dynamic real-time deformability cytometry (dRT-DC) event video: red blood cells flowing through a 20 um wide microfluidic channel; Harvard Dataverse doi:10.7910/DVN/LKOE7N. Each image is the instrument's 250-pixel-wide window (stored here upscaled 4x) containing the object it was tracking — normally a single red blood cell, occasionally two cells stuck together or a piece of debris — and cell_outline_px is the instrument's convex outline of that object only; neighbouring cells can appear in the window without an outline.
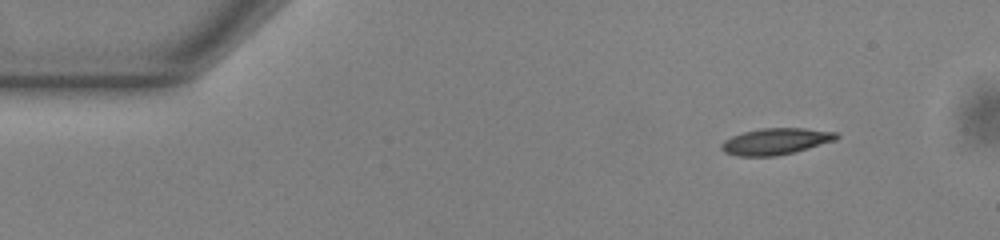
{"species": "common noctule bat (a hibernating species)", "species_latin": "Nyctalus noctula", "temperature_condition": "warm", "stored_images_in_passage": 48, "camera_frame_rate_fps": 3000, "um_per_image_px": 0.085, "animal": {"sex": "male", "body_mass_g": 13.0, "forearm_length_mm": 53.1}, "frame": {"image": 1, "passage_image": 1, "time_ms": 0.0, "image_size_px": [1000, 240], "cell_outline_px": [[840, 136], [836, 140], [808, 148], [792, 152], [772, 156], [740, 156], [724, 152], [720, 148], [720, 144], [724, 140], [732, 136], [744, 132], [760, 128], [804, 128], [840, 132]], "centroid_in_image_um": [65.95, 12.0], "position_along_channel_um": 19.0, "area_um2": 17.69}}
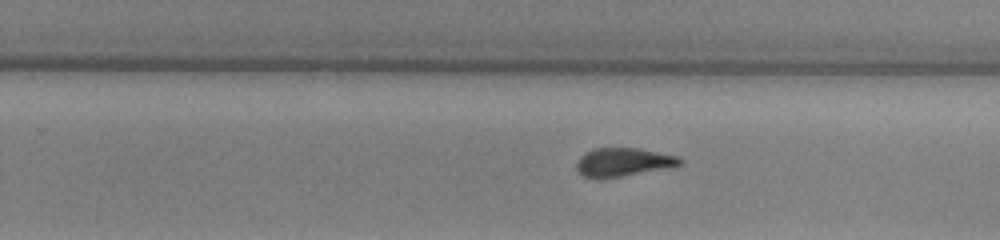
{"frame": {"image": 2, "passage_image": 28, "time_ms": 9.0, "image_size_px": [1000, 240], "cell_outline_px": [[684, 160], [680, 164], [664, 168], [620, 176], [584, 176], [576, 168], [576, 164], [580, 156], [584, 152], [596, 148], [640, 148], [676, 156]], "centroid_in_image_um": [52.96, 13.74], "position_along_channel_um": 276.8, "area_um2": 16.47}}
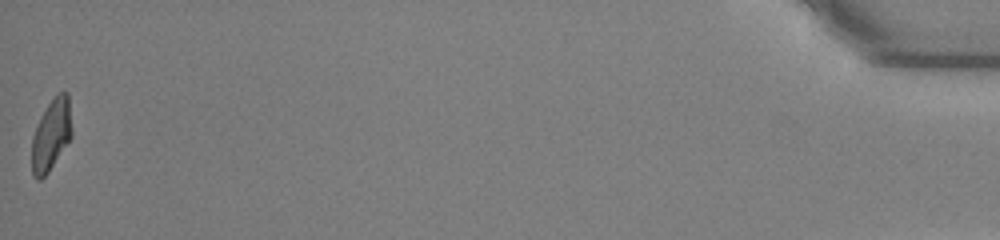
{"frame": {"image": 3, "passage_image": 48, "time_ms": 15.667, "image_size_px": [1000, 240], "cell_outline_px": [[72, 136], [48, 172], [40, 180], [36, 180], [32, 176], [32, 136], [40, 116], [56, 92], [68, 92], [72, 128]], "centroid_in_image_um": [4.35, 11.44], "position_along_channel_um": 430.9, "area_um2": 16.76}, "authors_computed_cell_mechanics": {"area_um2": 17.6868, "velocity_mm_per_s": 3.8605, "shape_relaxation_time_tau1_ms": 5.6589, "shape_relaxation_time_tau2_ms": 2.5643, "deformation_change_tau1": 0.1944, "deformation_change_tau2": 0.1121}}